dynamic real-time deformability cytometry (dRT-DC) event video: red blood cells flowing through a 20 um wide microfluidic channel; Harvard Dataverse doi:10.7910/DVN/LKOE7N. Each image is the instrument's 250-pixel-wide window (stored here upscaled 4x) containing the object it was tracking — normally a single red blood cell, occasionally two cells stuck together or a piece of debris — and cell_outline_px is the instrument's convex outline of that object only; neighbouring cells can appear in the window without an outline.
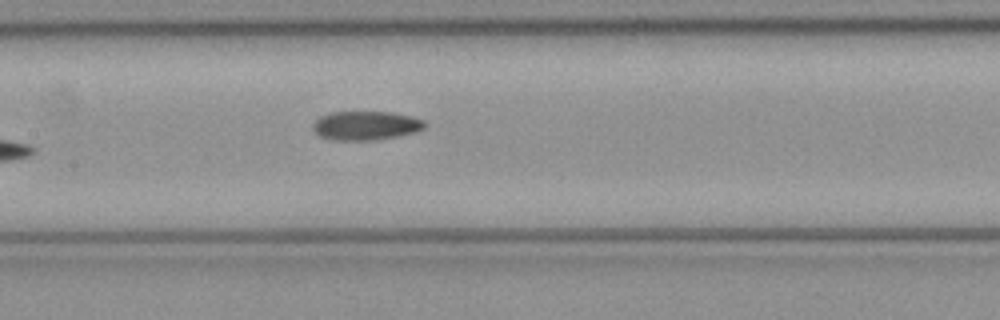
{"species": "common noctule bat (a hibernating species)", "species_latin": "Nyctalus noctula", "temperature_condition": "cold", "stored_images_in_passage": 5, "camera_frame_rate_fps": 3000, "um_per_image_px": 0.085, "animal": {"sex": "female", "body_mass_g": 21.9}, "frame": {"image": 1, "passage_image": 5, "time_ms": 1.333, "image_size_px": [1000, 320], "cell_outline_px": [[424, 128], [416, 132], [376, 140], [332, 140], [320, 136], [312, 128], [312, 124], [320, 116], [332, 112], [392, 112], [412, 116], [424, 120]], "centroid_in_image_um": [31.08, 10.67], "position_along_channel_um": 176.3, "area_um2": 18.84}}